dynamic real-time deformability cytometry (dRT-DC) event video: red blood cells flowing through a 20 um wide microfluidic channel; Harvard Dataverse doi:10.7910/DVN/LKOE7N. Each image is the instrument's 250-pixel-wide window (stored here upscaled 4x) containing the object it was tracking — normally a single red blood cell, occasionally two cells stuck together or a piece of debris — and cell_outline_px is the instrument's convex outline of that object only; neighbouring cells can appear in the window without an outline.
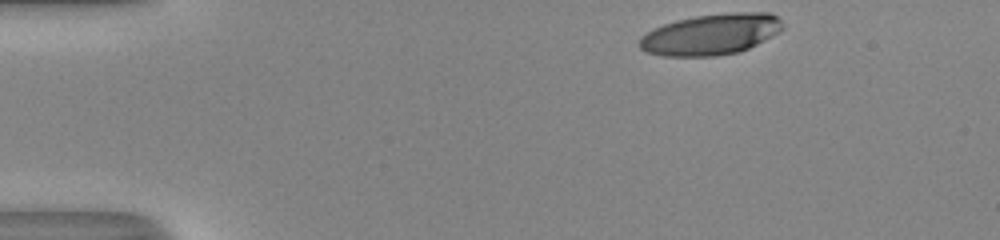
{"species": "human", "species_latin": "Homo sapiens", "temperature_condition": "room temperature", "stored_images_in_passage": 36, "camera_frame_rate_fps": 3000, "um_per_image_px": 0.085, "donor": {"sex": "male"}, "frame": {"image": 1, "passage_image": 1, "time_ms": 0.0, "image_size_px": [1000, 240], "cell_outline_px": [[784, 28], [780, 32], [748, 48], [736, 52], [716, 56], [664, 56], [648, 52], [640, 48], [640, 36], [652, 28], [676, 20], [696, 16], [732, 12], [768, 12], [776, 16], [784, 24]], "centroid_in_image_um": [60.44, 2.91], "position_along_channel_um": 24.6, "area_um2": 34.16}}
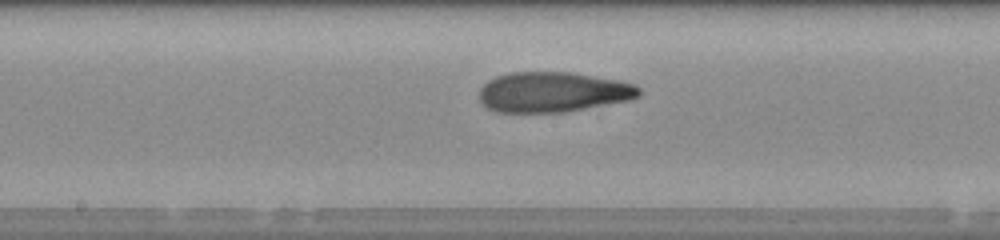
{"frame": {"image": 2, "passage_image": 21, "time_ms": 6.667, "image_size_px": [1000, 240], "cell_outline_px": [[640, 96], [628, 100], [564, 112], [496, 112], [488, 108], [480, 100], [480, 88], [488, 80], [496, 76], [512, 72], [568, 72], [616, 80], [632, 84], [640, 88]], "centroid_in_image_um": [46.96, 7.82], "position_along_channel_um": 201.2, "area_um2": 37.05}}
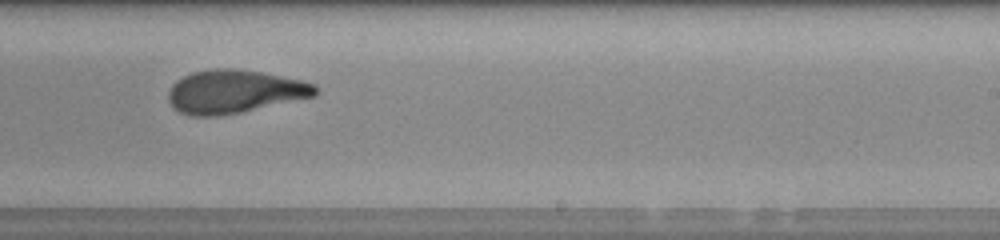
{"frame": {"image": 3, "passage_image": 26, "time_ms": 8.333, "image_size_px": [1000, 240], "cell_outline_px": [[316, 96], [240, 112], [220, 116], [192, 116], [180, 112], [172, 108], [168, 100], [168, 92], [172, 84], [176, 80], [192, 72], [212, 68], [232, 68], [260, 72], [300, 80], [316, 84]], "centroid_in_image_um": [19.88, 7.79], "position_along_channel_um": 269.1, "area_um2": 37.05}, "authors_computed_cell_mechanics": {"area_um2": 37.0498, "velocity_mm_per_s": 4.0801, "shape_relaxation_time_tau1_ms": null, "shape_relaxation_time_tau2_ms": 1.3456, "deformation_change_tau1": null, "deformation_change_tau2": 0.0893}}